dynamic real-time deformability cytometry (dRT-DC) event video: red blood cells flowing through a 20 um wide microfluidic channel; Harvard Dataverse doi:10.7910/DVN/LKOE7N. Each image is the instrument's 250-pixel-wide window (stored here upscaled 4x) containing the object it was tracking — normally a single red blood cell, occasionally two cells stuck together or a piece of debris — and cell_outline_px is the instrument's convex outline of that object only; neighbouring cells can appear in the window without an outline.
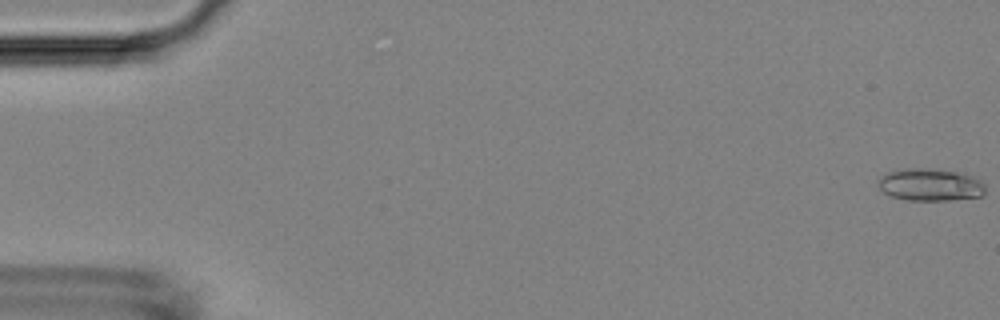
{"species": "Egyptian fruit bat (a non-hibernating species)", "species_latin": "Rousettus aegyptiacus", "temperature_condition": "room temperature", "stored_images_in_passage": 22, "camera_frame_rate_fps": 3000, "um_per_image_px": 0.085, "animal": {"sex": "female"}, "frame": {"image": 1, "passage_image": 1, "time_ms": 0.0, "image_size_px": [1000, 320], "cell_outline_px": [[984, 192], [980, 196], [948, 200], [908, 200], [892, 196], [884, 192], [880, 188], [880, 176], [888, 172], [908, 168], [928, 168], [964, 172], [980, 180], [984, 184]], "centroid_in_image_um": [79.1, 15.69], "position_along_channel_um": 5.9, "area_um2": 20.06}}
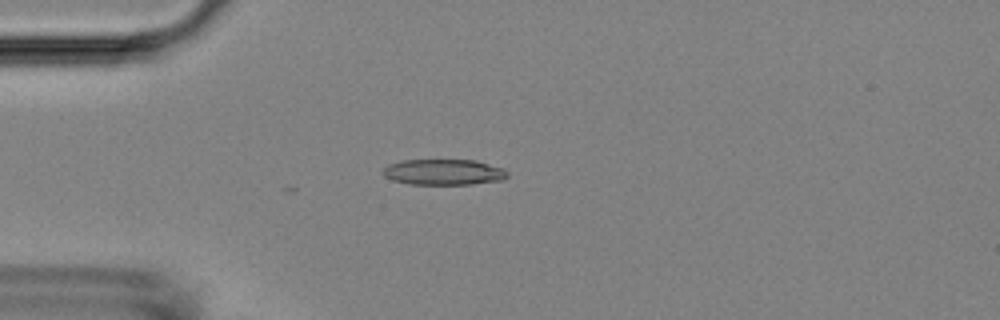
{"frame": {"image": 2, "passage_image": 15, "time_ms": 4.667, "image_size_px": [1000, 320], "cell_outline_px": [[508, 176], [504, 180], [472, 184], [408, 184], [392, 180], [384, 176], [380, 172], [388, 164], [400, 160], [476, 160], [504, 168], [508, 172]], "centroid_in_image_um": [37.71, 14.62], "position_along_channel_um": 47.3, "area_um2": 18.96}}
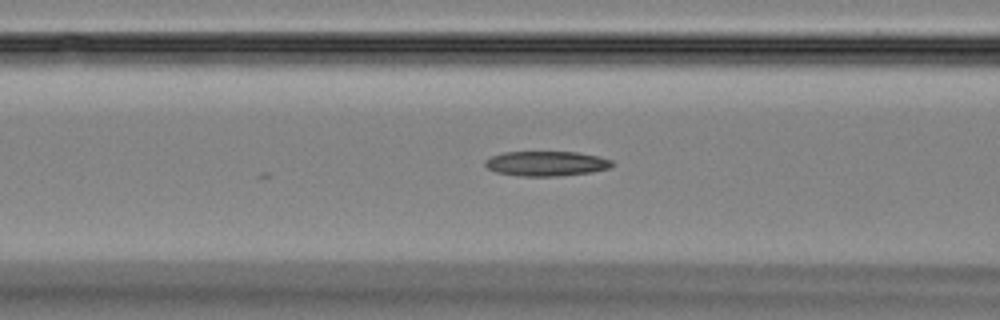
{"frame": {"image": 3, "passage_image": 22, "time_ms": 7.0, "image_size_px": [1000, 320], "cell_outline_px": [[616, 164], [612, 168], [592, 172], [556, 176], [516, 176], [496, 172], [488, 168], [484, 164], [484, 160], [492, 156], [504, 152], [576, 152], [596, 156], [612, 160]], "centroid_in_image_um": [46.45, 13.91], "position_along_channel_um": 120.1, "area_um2": 18.5}}